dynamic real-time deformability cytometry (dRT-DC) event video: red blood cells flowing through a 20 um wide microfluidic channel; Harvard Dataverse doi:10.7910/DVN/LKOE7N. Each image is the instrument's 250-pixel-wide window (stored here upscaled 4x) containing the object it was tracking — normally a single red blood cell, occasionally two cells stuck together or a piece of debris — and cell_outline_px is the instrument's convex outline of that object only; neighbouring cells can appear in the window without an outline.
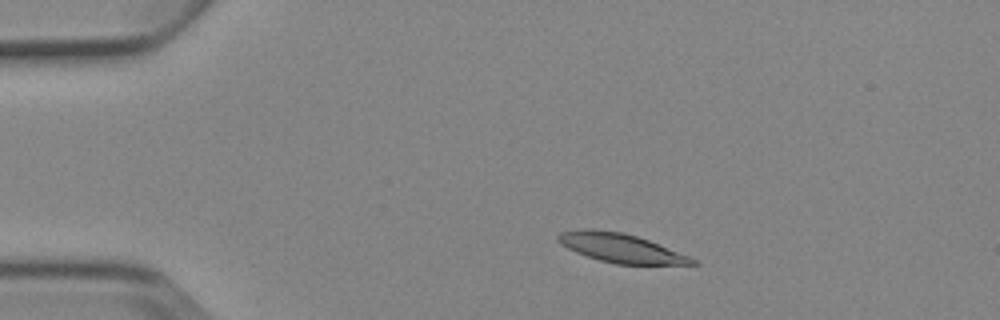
{"species": "Egyptian fruit bat (a non-hibernating species)", "species_latin": "Rousettus aegyptiacus", "temperature_condition": "cold", "stored_images_in_passage": 3, "camera_frame_rate_fps": 3000, "um_per_image_px": 0.085, "animal": {"sex": "female"}, "frame": {"image": 1, "passage_image": 2, "time_ms": 1.333, "image_size_px": [1000, 320], "cell_outline_px": [[700, 264], [616, 264], [600, 260], [576, 252], [560, 244], [556, 240], [556, 236], [560, 232], [580, 228], [592, 228], [624, 232], [648, 240], [688, 256], [696, 260]], "centroid_in_image_um": [52.69, 21.05], "position_along_channel_um": 32.3, "area_um2": 22.54}}